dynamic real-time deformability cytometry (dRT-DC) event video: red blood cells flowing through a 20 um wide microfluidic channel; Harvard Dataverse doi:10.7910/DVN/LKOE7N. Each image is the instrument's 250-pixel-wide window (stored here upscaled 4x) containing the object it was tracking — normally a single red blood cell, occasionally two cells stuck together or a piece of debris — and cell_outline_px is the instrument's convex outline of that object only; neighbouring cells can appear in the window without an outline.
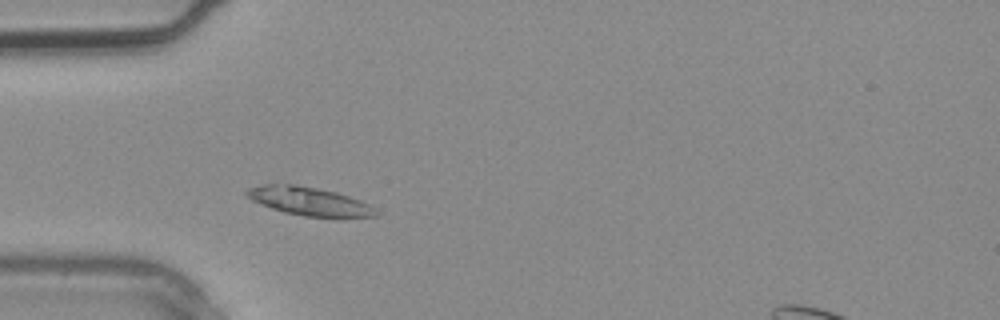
{"species": "common noctule bat (a hibernating species)", "species_latin": "Nyctalus noctula", "temperature_condition": "warm", "stored_images_in_passage": 2, "camera_frame_rate_fps": 3000, "um_per_image_px": 0.085, "animal": {"sex": "male", "body_mass_g": 20.4}, "frame": {"image": 1, "passage_image": 2, "time_ms": 0.333, "image_size_px": [1000, 320], "cell_outline_px": [[376, 216], [304, 216], [284, 212], [260, 204], [252, 200], [244, 192], [248, 188], [260, 184], [296, 184], [336, 192], [360, 200], [368, 204], [376, 212]], "centroid_in_image_um": [26.18, 17.08], "position_along_channel_um": 58.8, "area_um2": 20.87}}